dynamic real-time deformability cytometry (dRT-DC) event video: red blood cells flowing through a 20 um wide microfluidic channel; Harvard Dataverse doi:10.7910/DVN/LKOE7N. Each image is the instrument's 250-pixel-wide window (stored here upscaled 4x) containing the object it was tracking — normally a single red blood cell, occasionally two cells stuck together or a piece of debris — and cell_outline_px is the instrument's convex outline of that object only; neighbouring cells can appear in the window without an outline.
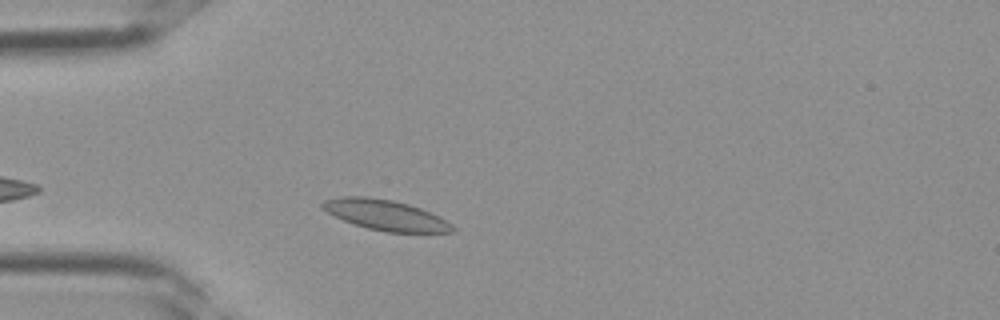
{"species": "Egyptian fruit bat (a non-hibernating species)", "species_latin": "Rousettus aegyptiacus", "temperature_condition": "room temperature", "stored_images_in_passage": 24, "camera_frame_rate_fps": 3000, "um_per_image_px": 0.085, "frame": {"image": 1, "passage_image": 4, "time_ms": 1.0, "image_size_px": [1000, 320], "cell_outline_px": [[456, 232], [384, 232], [352, 224], [320, 208], [320, 204], [324, 200], [344, 196], [368, 196], [392, 200], [408, 204], [420, 208], [440, 216], [452, 224], [456, 228]], "centroid_in_image_um": [32.78, 18.28], "position_along_channel_um": 52.2, "area_um2": 23.12}}
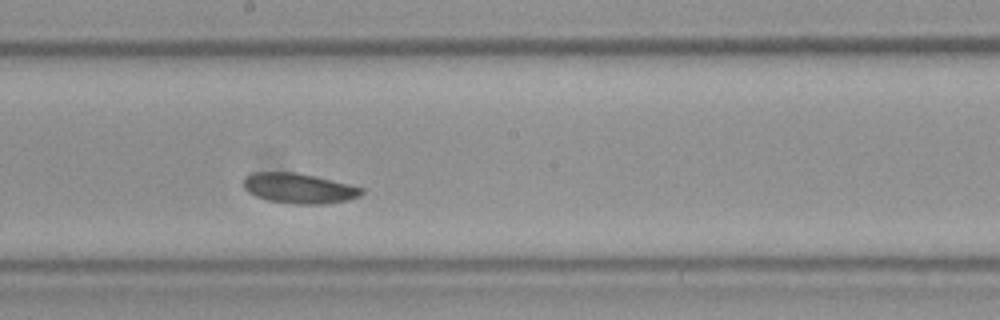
{"frame": {"image": 2, "passage_image": 14, "time_ms": 4.333, "image_size_px": [1000, 320], "cell_outline_px": [[364, 192], [360, 196], [348, 200], [324, 204], [296, 204], [268, 200], [256, 196], [248, 192], [244, 188], [244, 176], [252, 172], [296, 172], [316, 176], [364, 188]], "centroid_in_image_um": [25.41, 16.0], "position_along_channel_um": 222.8, "area_um2": 20.81}}
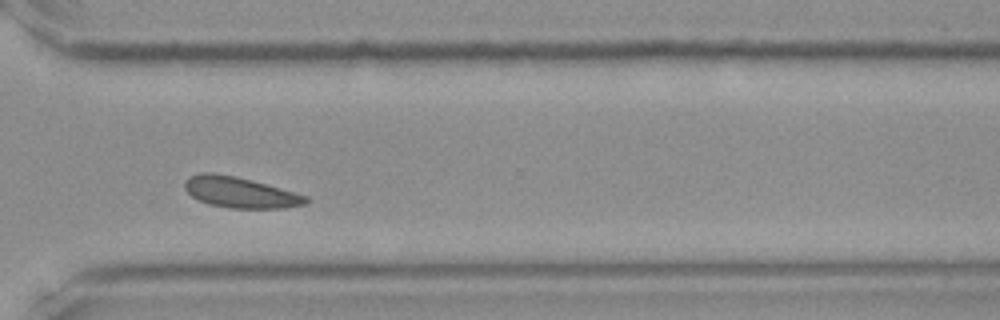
{"frame": {"image": 3, "passage_image": 21, "time_ms": 6.667, "image_size_px": [1000, 320], "cell_outline_px": [[312, 200], [304, 204], [284, 208], [232, 208], [208, 204], [192, 196], [184, 188], [184, 180], [188, 176], [200, 172], [212, 172], [236, 176], [280, 188], [308, 196]], "centroid_in_image_um": [20.39, 16.34], "position_along_channel_um": 350.2, "area_um2": 21.79}}